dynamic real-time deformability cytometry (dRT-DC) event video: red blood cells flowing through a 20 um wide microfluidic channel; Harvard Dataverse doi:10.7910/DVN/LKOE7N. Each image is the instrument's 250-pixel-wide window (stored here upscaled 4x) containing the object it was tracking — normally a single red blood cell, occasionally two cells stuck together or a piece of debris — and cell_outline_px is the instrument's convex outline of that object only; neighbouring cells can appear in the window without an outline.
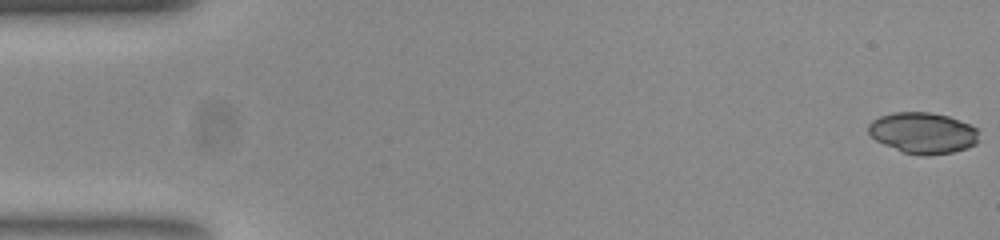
{"species": "common noctule bat (a hibernating species)", "species_latin": "Nyctalus noctula", "temperature_condition": "room temperature", "stored_images_in_passage": 51, "camera_frame_rate_fps": 3000, "um_per_image_px": 0.085, "animal": {"sex": "female", "body_mass_g": 23.0, "forearm_length_mm": 53.4}, "frame": {"image": 1, "passage_image": 1, "time_ms": 0.0, "image_size_px": [1000, 240], "cell_outline_px": [[976, 144], [968, 148], [952, 152], [928, 156], [924, 156], [904, 152], [884, 144], [876, 140], [868, 132], [868, 124], [872, 120], [880, 116], [892, 112], [928, 112], [948, 116], [972, 124], [976, 128]], "centroid_in_image_um": [78.44, 11.29], "position_along_channel_um": 6.6, "area_um2": 26.41}}
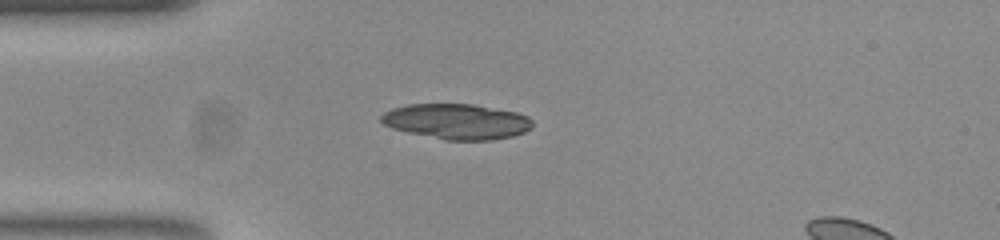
{"frame": {"image": 2, "passage_image": 14, "time_ms": 4.333, "image_size_px": [1000, 240], "cell_outline_px": [[532, 128], [524, 132], [512, 136], [492, 140], [444, 140], [408, 132], [392, 128], [384, 124], [380, 120], [380, 116], [384, 112], [392, 108], [408, 104], [472, 104], [516, 112], [528, 116], [532, 120]], "centroid_in_image_um": [38.82, 10.32], "position_along_channel_um": 46.2, "area_um2": 31.21}}
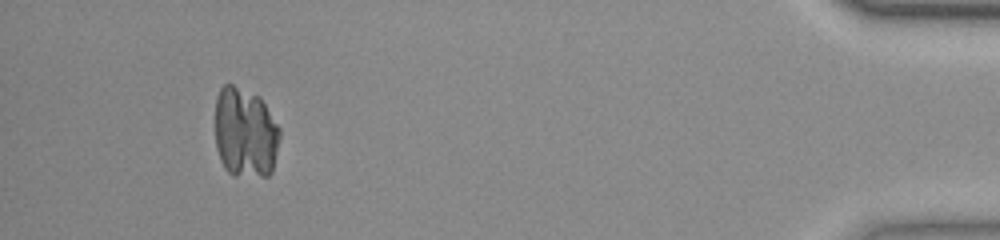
{"frame": {"image": 3, "passage_image": 49, "time_ms": 16.0, "image_size_px": [1000, 240], "cell_outline_px": [[280, 136], [272, 172], [268, 176], [236, 176], [228, 172], [224, 168], [220, 160], [216, 148], [216, 96], [220, 88], [224, 84], [232, 84], [260, 96], [280, 128]], "centroid_in_image_um": [20.84, 11.28], "position_along_channel_um": 414.4, "area_um2": 34.39}}